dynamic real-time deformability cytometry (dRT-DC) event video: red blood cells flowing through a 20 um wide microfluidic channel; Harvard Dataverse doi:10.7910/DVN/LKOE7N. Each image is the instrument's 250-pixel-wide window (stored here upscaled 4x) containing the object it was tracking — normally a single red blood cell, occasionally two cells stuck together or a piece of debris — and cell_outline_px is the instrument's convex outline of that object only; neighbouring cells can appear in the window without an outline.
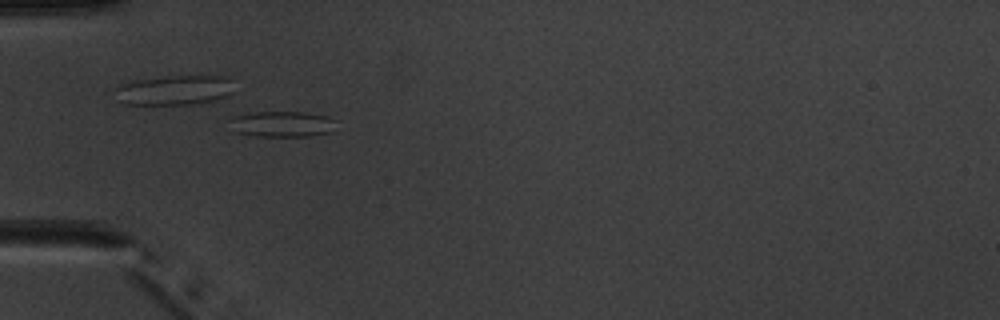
{"species": "common noctule bat (a hibernating species)", "species_latin": "Nyctalus noctula", "temperature_condition": "warm", "stored_images_in_passage": 2, "camera_frame_rate_fps": 3000, "um_per_image_px": 0.085, "animal": {"sex": "male", "body_mass_g": 20.1, "forearm_length_mm": 53.5}, "frame": {"image": 1, "passage_image": 1, "time_ms": 0.0, "image_size_px": [1000, 320], "cell_outline_px": [[336, 132], [308, 136], [256, 136], [236, 132], [228, 120], [232, 116], [248, 112], [304, 112], [324, 116], [336, 120]], "centroid_in_image_um": [24.0, 10.54], "position_along_channel_um": 61.0, "area_um2": 16.24}}
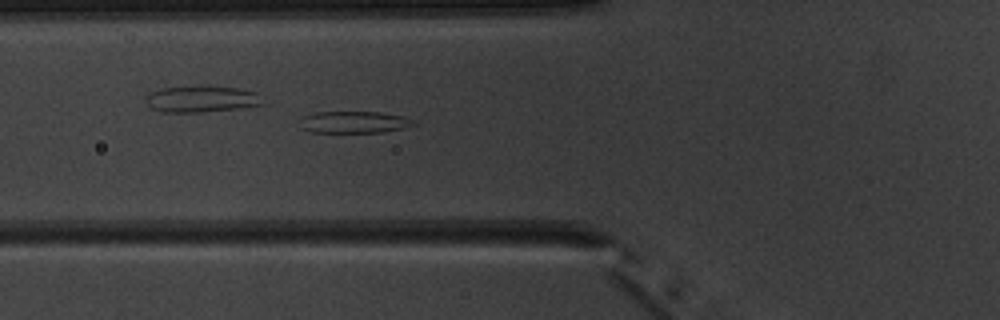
{"frame": {"image": 2, "passage_image": 2, "time_ms": 1.0, "image_size_px": [1000, 320], "cell_outline_px": [[416, 124], [404, 128], [384, 132], [308, 132], [300, 128], [300, 116], [316, 112], [380, 112], [404, 116], [416, 120]], "centroid_in_image_um": [30.08, 10.38], "position_along_channel_um": 95.7, "area_um2": 14.74}}